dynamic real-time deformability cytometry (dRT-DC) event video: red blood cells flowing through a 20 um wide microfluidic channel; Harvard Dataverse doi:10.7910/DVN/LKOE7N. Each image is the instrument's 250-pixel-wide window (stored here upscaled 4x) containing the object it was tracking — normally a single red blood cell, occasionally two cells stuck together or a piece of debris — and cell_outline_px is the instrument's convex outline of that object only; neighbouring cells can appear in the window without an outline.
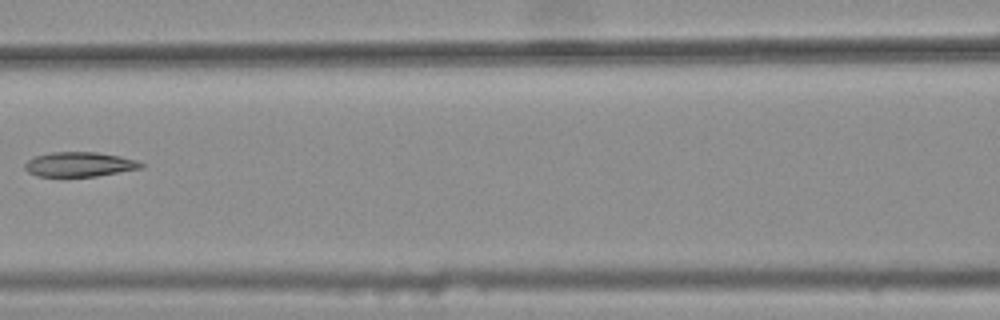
{"species": "common noctule bat (a hibernating species)", "species_latin": "Nyctalus noctula", "temperature_condition": "warm", "stored_images_in_passage": 4, "camera_frame_rate_fps": 3000, "um_per_image_px": 0.085, "animal": {"sex": "female", "body_mass_g": 25.1}, "frame": {"image": 1, "passage_image": 3, "time_ms": 0.667, "image_size_px": [1000, 320], "cell_outline_px": [[144, 164], [140, 168], [96, 176], [36, 176], [28, 172], [24, 168], [24, 164], [28, 160], [36, 156], [52, 152], [96, 152], [120, 156], [136, 160]], "centroid_in_image_um": [6.72, 13.96], "position_along_channel_um": 159.9, "area_um2": 16.47}}
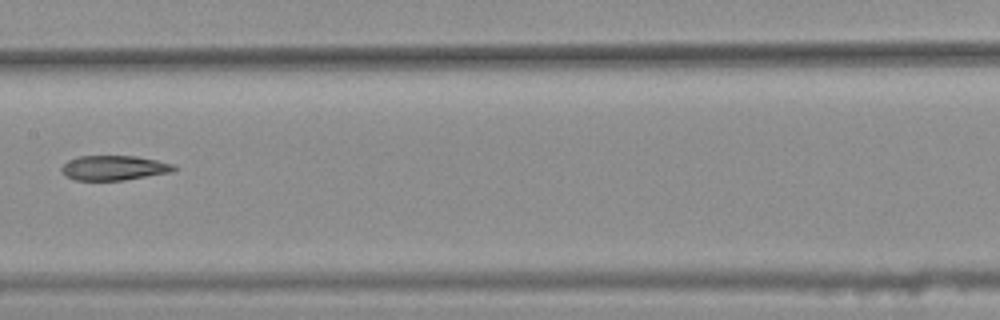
{"frame": {"image": 2, "passage_image": 4, "time_ms": 1.0, "image_size_px": [1000, 320], "cell_outline_px": [[176, 168], [172, 172], [124, 180], [76, 180], [64, 176], [60, 168], [68, 160], [80, 156], [136, 156], [176, 164]], "centroid_in_image_um": [9.69, 14.27], "position_along_channel_um": 197.7, "area_um2": 16.24}}